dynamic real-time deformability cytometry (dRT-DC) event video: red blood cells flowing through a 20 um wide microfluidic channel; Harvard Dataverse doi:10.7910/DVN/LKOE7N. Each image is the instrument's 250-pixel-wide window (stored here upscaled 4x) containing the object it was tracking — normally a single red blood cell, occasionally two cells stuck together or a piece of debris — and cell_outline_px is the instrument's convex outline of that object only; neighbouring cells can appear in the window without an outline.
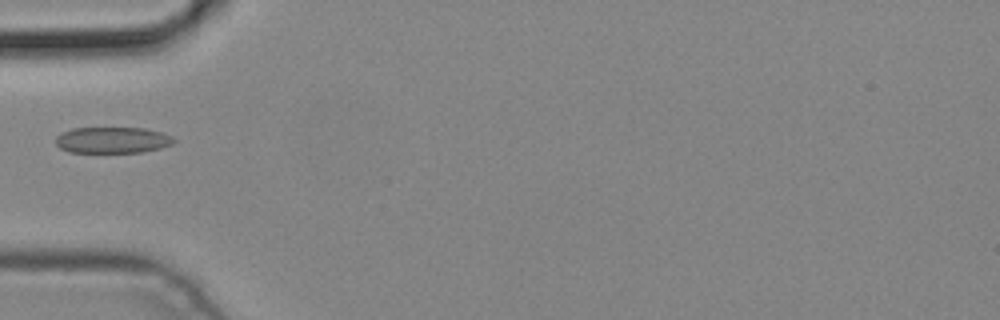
{"species": "common noctule bat (a hibernating species)", "species_latin": "Nyctalus noctula", "temperature_condition": "cold", "stored_images_in_passage": 6, "camera_frame_rate_fps": 3000, "um_per_image_px": 0.085, "animal": {"sex": "male", "body_mass_g": 19.2, "forearm_length_mm": 51.8}, "frame": {"image": 1, "passage_image": 5, "time_ms": 1.333, "image_size_px": [1000, 320], "cell_outline_px": [[176, 140], [172, 144], [160, 148], [140, 152], [68, 152], [60, 148], [56, 144], [56, 136], [60, 132], [72, 128], [144, 128], [160, 132], [172, 136]], "centroid_in_image_um": [9.53, 11.9], "position_along_channel_um": 75.5, "area_um2": 18.03}}
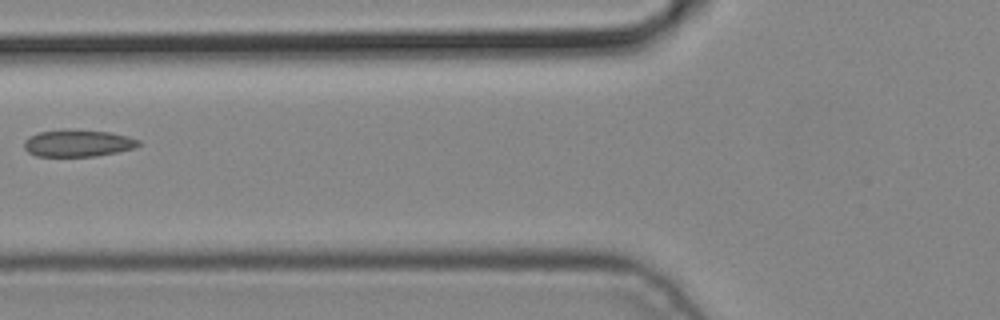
{"frame": {"image": 2, "passage_image": 6, "time_ms": 1.667, "image_size_px": [1000, 320], "cell_outline_px": [[140, 144], [136, 148], [96, 156], [36, 156], [28, 152], [24, 148], [24, 140], [28, 136], [40, 132], [64, 128], [112, 132], [128, 136], [140, 140]], "centroid_in_image_um": [6.62, 12.15], "position_along_channel_um": 119.2, "area_um2": 18.32}}